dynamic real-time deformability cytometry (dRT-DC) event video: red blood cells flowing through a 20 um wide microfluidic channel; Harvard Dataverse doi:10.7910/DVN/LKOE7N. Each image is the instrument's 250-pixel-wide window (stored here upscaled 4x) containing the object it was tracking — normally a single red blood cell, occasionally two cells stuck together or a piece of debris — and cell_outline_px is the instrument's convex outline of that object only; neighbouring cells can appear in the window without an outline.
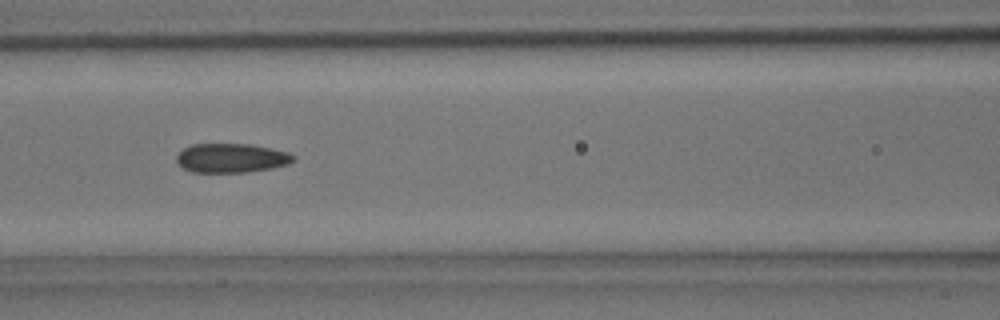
{"species": "common noctule bat (a hibernating species)", "species_latin": "Nyctalus noctula", "temperature_condition": "room temperature", "stored_images_in_passage": 37, "camera_frame_rate_fps": 3000, "um_per_image_px": 0.085, "animal": {"sex": "male", "body_mass_g": 15.6}, "frame": {"image": 1, "passage_image": 11, "time_ms": 3.333, "image_size_px": [1000, 320], "cell_outline_px": [[296, 160], [288, 164], [272, 168], [248, 172], [192, 172], [184, 168], [176, 160], [176, 156], [184, 148], [192, 144], [252, 144], [288, 152], [296, 156]], "centroid_in_image_um": [19.7, 13.43], "position_along_channel_um": 146.9, "area_um2": 19.88}}